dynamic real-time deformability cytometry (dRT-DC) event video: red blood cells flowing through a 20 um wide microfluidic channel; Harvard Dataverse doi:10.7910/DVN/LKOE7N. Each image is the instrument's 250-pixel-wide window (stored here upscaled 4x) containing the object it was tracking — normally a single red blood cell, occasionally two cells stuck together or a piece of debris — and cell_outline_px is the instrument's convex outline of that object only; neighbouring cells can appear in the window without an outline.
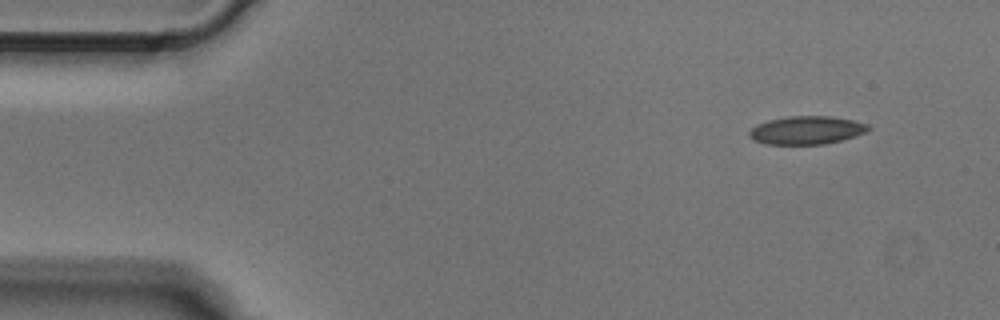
{"species": "Egyptian fruit bat (a non-hibernating species)", "species_latin": "Rousettus aegyptiacus", "temperature_condition": "cold", "stored_images_in_passage": 5, "camera_frame_rate_fps": 3000, "um_per_image_px": 0.085, "animal": {"sex": "male"}, "frame": {"image": 1, "passage_image": 1, "time_ms": 0.0, "image_size_px": [1000, 320], "cell_outline_px": [[872, 128], [856, 136], [824, 144], [764, 144], [752, 140], [748, 136], [748, 132], [756, 124], [768, 120], [788, 116], [832, 116], [852, 120], [868, 124]], "centroid_in_image_um": [68.52, 11.06], "position_along_channel_um": 16.5, "area_um2": 19.65}}
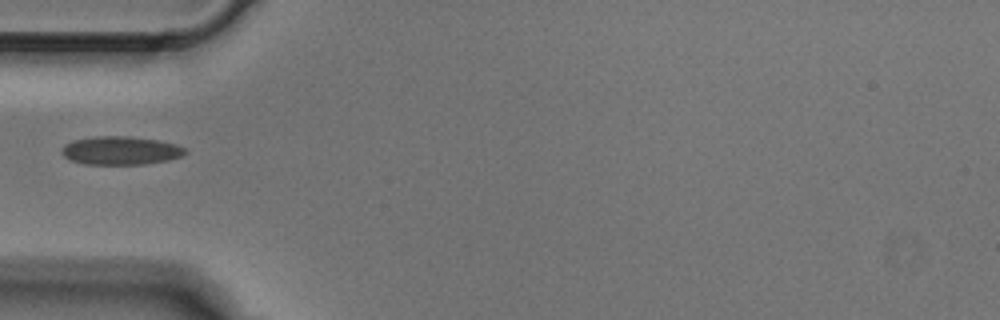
{"frame": {"image": 2, "passage_image": 4, "time_ms": 1.0, "image_size_px": [1000, 320], "cell_outline_px": [[188, 152], [184, 156], [168, 160], [144, 164], [84, 164], [68, 160], [60, 152], [60, 148], [64, 144], [72, 140], [96, 136], [128, 136], [156, 140], [176, 144], [184, 148]], "centroid_in_image_um": [10.22, 12.8], "position_along_channel_um": 74.8, "area_um2": 20.63}}
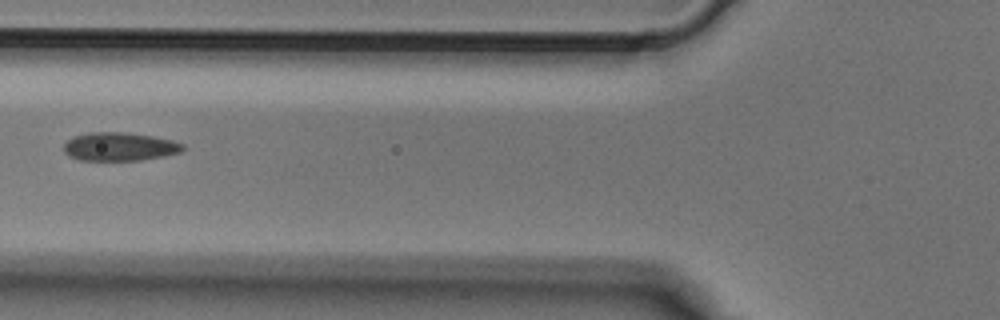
{"frame": {"image": 3, "passage_image": 5, "time_ms": 1.333, "image_size_px": [1000, 320], "cell_outline_px": [[188, 148], [180, 152], [164, 156], [140, 160], [80, 160], [68, 156], [64, 152], [64, 144], [72, 136], [88, 132], [124, 132], [152, 136], [172, 140], [184, 144]], "centroid_in_image_um": [10.17, 12.46], "position_along_channel_um": 115.6, "area_um2": 19.88}}